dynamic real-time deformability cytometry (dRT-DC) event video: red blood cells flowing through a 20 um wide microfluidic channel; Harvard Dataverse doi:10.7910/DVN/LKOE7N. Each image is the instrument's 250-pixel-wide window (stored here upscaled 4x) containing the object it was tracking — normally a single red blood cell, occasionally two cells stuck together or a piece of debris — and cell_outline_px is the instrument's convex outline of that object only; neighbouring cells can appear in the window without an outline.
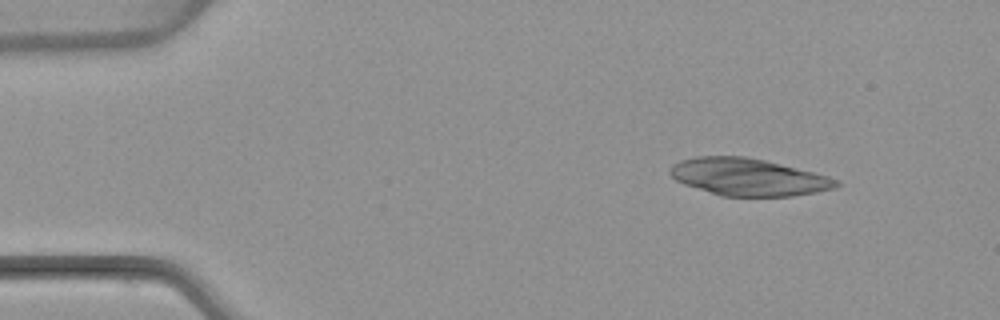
{"species": "common noctule bat (a hibernating species)", "species_latin": "Nyctalus noctula", "temperature_condition": "warm", "stored_images_in_passage": 3, "camera_frame_rate_fps": 3000, "um_per_image_px": 0.085, "animal": {"sex": "female", "body_mass_g": 22.7, "forearm_length_mm": 54.2}, "frame": {"image": 1, "passage_image": 1, "time_ms": 0.0, "image_size_px": [1000, 320], "cell_outline_px": [[840, 184], [836, 188], [816, 192], [792, 196], [720, 196], [684, 184], [676, 180], [668, 172], [672, 164], [680, 160], [696, 156], [744, 156], [764, 160], [828, 176], [840, 180]], "centroid_in_image_um": [63.58, 15.05], "position_along_channel_um": 21.4, "area_um2": 36.01}}